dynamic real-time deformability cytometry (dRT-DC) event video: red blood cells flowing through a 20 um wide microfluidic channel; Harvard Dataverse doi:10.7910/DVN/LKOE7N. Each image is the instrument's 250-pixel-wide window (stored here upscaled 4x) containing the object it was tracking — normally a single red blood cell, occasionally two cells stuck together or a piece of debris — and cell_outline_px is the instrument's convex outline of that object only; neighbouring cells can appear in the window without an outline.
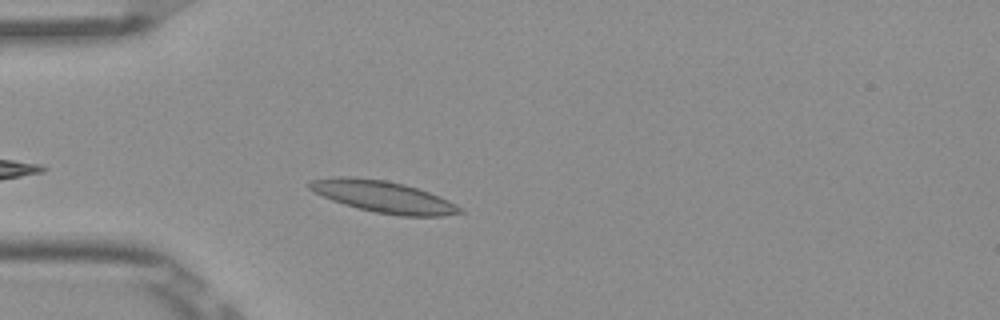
{"species": "Egyptian fruit bat (a non-hibernating species)", "species_latin": "Rousettus aegyptiacus", "temperature_condition": "room temperature", "stored_images_in_passage": 38, "camera_frame_rate_fps": 3000, "um_per_image_px": 0.085, "frame": {"image": 1, "passage_image": 3, "time_ms": 0.667, "image_size_px": [1000, 320], "cell_outline_px": [[464, 212], [444, 216], [400, 216], [376, 212], [344, 204], [332, 200], [308, 188], [308, 180], [336, 176], [348, 176], [384, 180], [404, 184], [440, 196], [456, 204]], "centroid_in_image_um": [32.58, 16.71], "position_along_channel_um": 52.4, "area_um2": 27.51}}
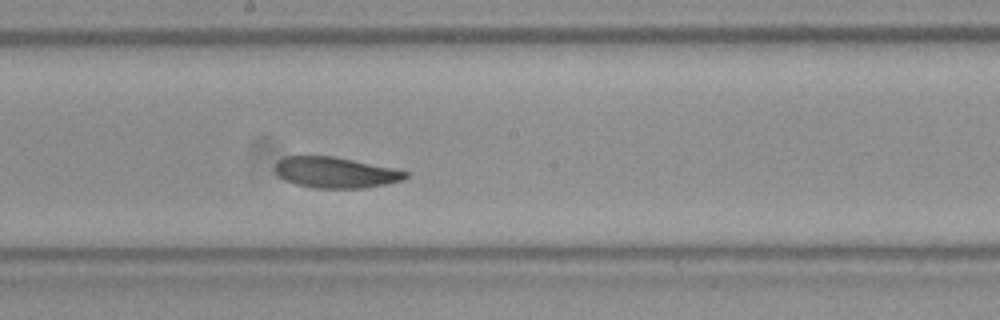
{"frame": {"image": 2, "passage_image": 17, "time_ms": 5.333, "image_size_px": [1000, 320], "cell_outline_px": [[408, 176], [404, 180], [364, 188], [312, 188], [296, 184], [284, 180], [276, 172], [276, 164], [284, 156], [336, 156], [392, 168], [408, 172]], "centroid_in_image_um": [28.52, 14.66], "position_along_channel_um": 219.7, "area_um2": 23.35}}
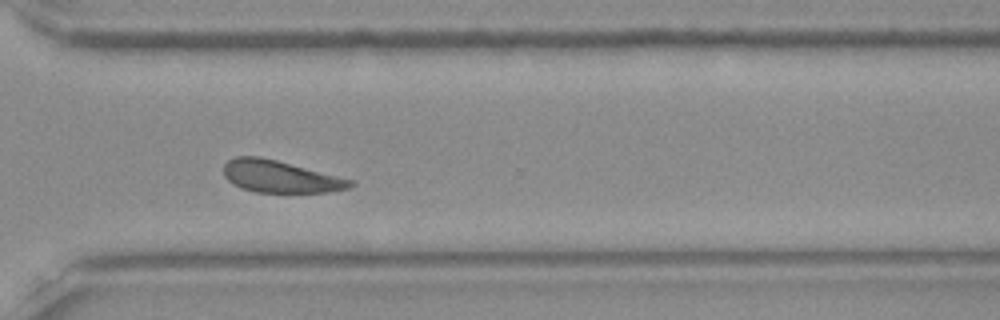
{"frame": {"image": 3, "passage_image": 27, "time_ms": 8.667, "image_size_px": [1000, 320], "cell_outline_px": [[356, 184], [352, 188], [328, 192], [256, 192], [240, 188], [232, 184], [224, 176], [224, 164], [228, 160], [236, 156], [260, 156], [356, 180]], "centroid_in_image_um": [23.86, 15.01], "position_along_channel_um": 346.7, "area_um2": 23.93}, "authors_computed_cell_mechanics": {"area_um2": 23.9292, "velocity_mm_per_s": 3.8111, "shape_relaxation_time_tau1_ms": 7.4903, "shape_relaxation_time_tau2_ms": 3.1482, "deformation_change_tau1": 0.1181, "deformation_change_tau2": 0.0904}}